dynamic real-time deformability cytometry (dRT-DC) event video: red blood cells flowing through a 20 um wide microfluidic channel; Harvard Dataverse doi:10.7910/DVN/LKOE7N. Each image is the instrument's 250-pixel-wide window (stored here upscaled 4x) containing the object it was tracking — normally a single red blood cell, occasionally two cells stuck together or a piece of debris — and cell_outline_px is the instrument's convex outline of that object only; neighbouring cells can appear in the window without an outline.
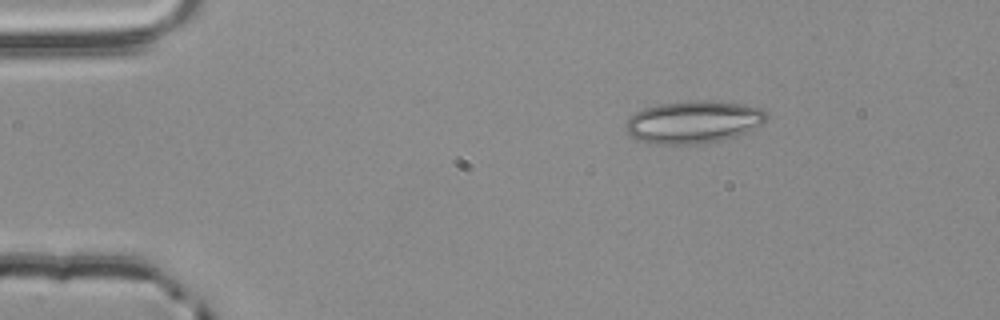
{"species": "common noctule bat (a hibernating species)", "species_latin": "Nyctalus noctula", "temperature_condition": "room temperature", "stored_images_in_passage": 3, "camera_frame_rate_fps": 3000, "um_per_image_px": 0.085, "animal": {"sex": "male", "body_mass_g": 20.4}, "frame": {"image": 1, "passage_image": 1, "time_ms": 0.0, "image_size_px": [1000, 320], "cell_outline_px": [[768, 116], [764, 124], [744, 132], [720, 140], [704, 144], [648, 144], [624, 132], [624, 124], [628, 116], [644, 108], [660, 104], [696, 100], [708, 100], [740, 104], [760, 108], [768, 112]], "centroid_in_image_um": [58.9, 10.37], "position_along_channel_um": 26.1, "area_um2": 35.03}}